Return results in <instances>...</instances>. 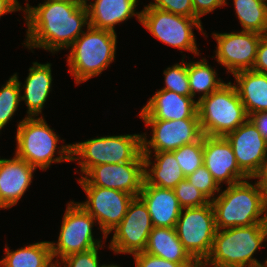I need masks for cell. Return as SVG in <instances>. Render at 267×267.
<instances>
[{
  "mask_svg": "<svg viewBox=\"0 0 267 267\" xmlns=\"http://www.w3.org/2000/svg\"><path fill=\"white\" fill-rule=\"evenodd\" d=\"M26 40L29 50L42 48L53 54L68 49L89 27L88 10L79 1L45 0L38 6L25 4Z\"/></svg>",
  "mask_w": 267,
  "mask_h": 267,
  "instance_id": "obj_1",
  "label": "cell"
},
{
  "mask_svg": "<svg viewBox=\"0 0 267 267\" xmlns=\"http://www.w3.org/2000/svg\"><path fill=\"white\" fill-rule=\"evenodd\" d=\"M211 204L217 229L266 224L267 202L256 181L251 184L245 179L228 185Z\"/></svg>",
  "mask_w": 267,
  "mask_h": 267,
  "instance_id": "obj_2",
  "label": "cell"
},
{
  "mask_svg": "<svg viewBox=\"0 0 267 267\" xmlns=\"http://www.w3.org/2000/svg\"><path fill=\"white\" fill-rule=\"evenodd\" d=\"M267 242L266 224L217 229L210 254L205 259L210 266L260 267L267 265L254 254Z\"/></svg>",
  "mask_w": 267,
  "mask_h": 267,
  "instance_id": "obj_3",
  "label": "cell"
},
{
  "mask_svg": "<svg viewBox=\"0 0 267 267\" xmlns=\"http://www.w3.org/2000/svg\"><path fill=\"white\" fill-rule=\"evenodd\" d=\"M53 130L43 115L36 118L25 116L17 125L15 155L45 171L53 163L71 162V144L57 147L61 139ZM55 154L59 155L55 157Z\"/></svg>",
  "mask_w": 267,
  "mask_h": 267,
  "instance_id": "obj_4",
  "label": "cell"
},
{
  "mask_svg": "<svg viewBox=\"0 0 267 267\" xmlns=\"http://www.w3.org/2000/svg\"><path fill=\"white\" fill-rule=\"evenodd\" d=\"M68 48L67 65L75 84L99 76L115 59L117 34L91 26Z\"/></svg>",
  "mask_w": 267,
  "mask_h": 267,
  "instance_id": "obj_5",
  "label": "cell"
},
{
  "mask_svg": "<svg viewBox=\"0 0 267 267\" xmlns=\"http://www.w3.org/2000/svg\"><path fill=\"white\" fill-rule=\"evenodd\" d=\"M142 134L102 136L71 144V161L77 162L85 174L101 164L144 162Z\"/></svg>",
  "mask_w": 267,
  "mask_h": 267,
  "instance_id": "obj_6",
  "label": "cell"
},
{
  "mask_svg": "<svg viewBox=\"0 0 267 267\" xmlns=\"http://www.w3.org/2000/svg\"><path fill=\"white\" fill-rule=\"evenodd\" d=\"M198 116L203 135L225 137L249 116L231 82L198 101Z\"/></svg>",
  "mask_w": 267,
  "mask_h": 267,
  "instance_id": "obj_7",
  "label": "cell"
},
{
  "mask_svg": "<svg viewBox=\"0 0 267 267\" xmlns=\"http://www.w3.org/2000/svg\"><path fill=\"white\" fill-rule=\"evenodd\" d=\"M140 12V23L156 39L179 50L200 55L193 32L195 27L204 36L206 35L200 19L184 17L152 7H144Z\"/></svg>",
  "mask_w": 267,
  "mask_h": 267,
  "instance_id": "obj_8",
  "label": "cell"
},
{
  "mask_svg": "<svg viewBox=\"0 0 267 267\" xmlns=\"http://www.w3.org/2000/svg\"><path fill=\"white\" fill-rule=\"evenodd\" d=\"M62 219L57 243L50 241L51 254L55 264L70 254L103 246L101 239H94L93 236L92 228L94 223H97L95 218L79 202L67 203Z\"/></svg>",
  "mask_w": 267,
  "mask_h": 267,
  "instance_id": "obj_9",
  "label": "cell"
},
{
  "mask_svg": "<svg viewBox=\"0 0 267 267\" xmlns=\"http://www.w3.org/2000/svg\"><path fill=\"white\" fill-rule=\"evenodd\" d=\"M175 230L189 254L195 260H205L217 231L211 202L201 207L183 208Z\"/></svg>",
  "mask_w": 267,
  "mask_h": 267,
  "instance_id": "obj_10",
  "label": "cell"
},
{
  "mask_svg": "<svg viewBox=\"0 0 267 267\" xmlns=\"http://www.w3.org/2000/svg\"><path fill=\"white\" fill-rule=\"evenodd\" d=\"M77 181L87 195V200L79 204L95 218L104 235L101 238L107 239L126 215L134 196L116 189L91 186L83 177Z\"/></svg>",
  "mask_w": 267,
  "mask_h": 267,
  "instance_id": "obj_11",
  "label": "cell"
},
{
  "mask_svg": "<svg viewBox=\"0 0 267 267\" xmlns=\"http://www.w3.org/2000/svg\"><path fill=\"white\" fill-rule=\"evenodd\" d=\"M153 224L144 202L134 197L129 203L126 215L113 230L109 249L115 254H131L144 252Z\"/></svg>",
  "mask_w": 267,
  "mask_h": 267,
  "instance_id": "obj_12",
  "label": "cell"
},
{
  "mask_svg": "<svg viewBox=\"0 0 267 267\" xmlns=\"http://www.w3.org/2000/svg\"><path fill=\"white\" fill-rule=\"evenodd\" d=\"M143 121L147 127L152 128L149 140L146 133L142 134L143 155H152L153 151L171 152L183 145L197 142L203 136L199 119Z\"/></svg>",
  "mask_w": 267,
  "mask_h": 267,
  "instance_id": "obj_13",
  "label": "cell"
},
{
  "mask_svg": "<svg viewBox=\"0 0 267 267\" xmlns=\"http://www.w3.org/2000/svg\"><path fill=\"white\" fill-rule=\"evenodd\" d=\"M212 35L217 42L215 57L218 64L226 68L227 73L252 70L262 34L241 30Z\"/></svg>",
  "mask_w": 267,
  "mask_h": 267,
  "instance_id": "obj_14",
  "label": "cell"
},
{
  "mask_svg": "<svg viewBox=\"0 0 267 267\" xmlns=\"http://www.w3.org/2000/svg\"><path fill=\"white\" fill-rule=\"evenodd\" d=\"M144 162L101 164L92 167L83 178L91 185L116 189L138 197L145 181Z\"/></svg>",
  "mask_w": 267,
  "mask_h": 267,
  "instance_id": "obj_15",
  "label": "cell"
},
{
  "mask_svg": "<svg viewBox=\"0 0 267 267\" xmlns=\"http://www.w3.org/2000/svg\"><path fill=\"white\" fill-rule=\"evenodd\" d=\"M230 143L239 168L253 178L267 154V142L248 118L235 131L225 136Z\"/></svg>",
  "mask_w": 267,
  "mask_h": 267,
  "instance_id": "obj_16",
  "label": "cell"
},
{
  "mask_svg": "<svg viewBox=\"0 0 267 267\" xmlns=\"http://www.w3.org/2000/svg\"><path fill=\"white\" fill-rule=\"evenodd\" d=\"M204 166L216 182L232 185L239 181L251 180L238 166L230 143L225 137L203 135Z\"/></svg>",
  "mask_w": 267,
  "mask_h": 267,
  "instance_id": "obj_17",
  "label": "cell"
},
{
  "mask_svg": "<svg viewBox=\"0 0 267 267\" xmlns=\"http://www.w3.org/2000/svg\"><path fill=\"white\" fill-rule=\"evenodd\" d=\"M142 120L199 119L198 102L170 90L159 89L139 113Z\"/></svg>",
  "mask_w": 267,
  "mask_h": 267,
  "instance_id": "obj_18",
  "label": "cell"
},
{
  "mask_svg": "<svg viewBox=\"0 0 267 267\" xmlns=\"http://www.w3.org/2000/svg\"><path fill=\"white\" fill-rule=\"evenodd\" d=\"M36 168L17 157L0 159V209L15 206L27 191Z\"/></svg>",
  "mask_w": 267,
  "mask_h": 267,
  "instance_id": "obj_19",
  "label": "cell"
},
{
  "mask_svg": "<svg viewBox=\"0 0 267 267\" xmlns=\"http://www.w3.org/2000/svg\"><path fill=\"white\" fill-rule=\"evenodd\" d=\"M138 197L146 205L153 227L175 228L182 207L174 190L148 185L144 181Z\"/></svg>",
  "mask_w": 267,
  "mask_h": 267,
  "instance_id": "obj_20",
  "label": "cell"
},
{
  "mask_svg": "<svg viewBox=\"0 0 267 267\" xmlns=\"http://www.w3.org/2000/svg\"><path fill=\"white\" fill-rule=\"evenodd\" d=\"M85 5L88 10L89 26L116 33L115 25L135 16L140 22L141 12L136 11L138 0H95ZM136 11V12H135Z\"/></svg>",
  "mask_w": 267,
  "mask_h": 267,
  "instance_id": "obj_21",
  "label": "cell"
},
{
  "mask_svg": "<svg viewBox=\"0 0 267 267\" xmlns=\"http://www.w3.org/2000/svg\"><path fill=\"white\" fill-rule=\"evenodd\" d=\"M32 64L33 66L29 68L25 84L22 85L23 87L17 73L12 76L18 81L20 90L24 89L21 101H25L28 108L26 117H39L52 90V70L51 63L41 64L33 62Z\"/></svg>",
  "mask_w": 267,
  "mask_h": 267,
  "instance_id": "obj_22",
  "label": "cell"
},
{
  "mask_svg": "<svg viewBox=\"0 0 267 267\" xmlns=\"http://www.w3.org/2000/svg\"><path fill=\"white\" fill-rule=\"evenodd\" d=\"M233 84L243 103L247 115L267 111V74L253 70L233 74Z\"/></svg>",
  "mask_w": 267,
  "mask_h": 267,
  "instance_id": "obj_23",
  "label": "cell"
},
{
  "mask_svg": "<svg viewBox=\"0 0 267 267\" xmlns=\"http://www.w3.org/2000/svg\"><path fill=\"white\" fill-rule=\"evenodd\" d=\"M154 157L155 161L152 162V155H143L144 176L148 185L173 190L186 178L172 152H155Z\"/></svg>",
  "mask_w": 267,
  "mask_h": 267,
  "instance_id": "obj_24",
  "label": "cell"
},
{
  "mask_svg": "<svg viewBox=\"0 0 267 267\" xmlns=\"http://www.w3.org/2000/svg\"><path fill=\"white\" fill-rule=\"evenodd\" d=\"M144 252L180 264L196 261L184 248L175 228L153 227Z\"/></svg>",
  "mask_w": 267,
  "mask_h": 267,
  "instance_id": "obj_25",
  "label": "cell"
},
{
  "mask_svg": "<svg viewBox=\"0 0 267 267\" xmlns=\"http://www.w3.org/2000/svg\"><path fill=\"white\" fill-rule=\"evenodd\" d=\"M0 267H56L51 254L50 241L33 243L14 251L5 247Z\"/></svg>",
  "mask_w": 267,
  "mask_h": 267,
  "instance_id": "obj_26",
  "label": "cell"
},
{
  "mask_svg": "<svg viewBox=\"0 0 267 267\" xmlns=\"http://www.w3.org/2000/svg\"><path fill=\"white\" fill-rule=\"evenodd\" d=\"M217 71L214 70L205 58L197 62H188V79L191 97L194 99L196 92L202 94L197 102L218 90L225 82L217 78Z\"/></svg>",
  "mask_w": 267,
  "mask_h": 267,
  "instance_id": "obj_27",
  "label": "cell"
},
{
  "mask_svg": "<svg viewBox=\"0 0 267 267\" xmlns=\"http://www.w3.org/2000/svg\"><path fill=\"white\" fill-rule=\"evenodd\" d=\"M235 14L242 30L267 34V1L265 0H233Z\"/></svg>",
  "mask_w": 267,
  "mask_h": 267,
  "instance_id": "obj_28",
  "label": "cell"
},
{
  "mask_svg": "<svg viewBox=\"0 0 267 267\" xmlns=\"http://www.w3.org/2000/svg\"><path fill=\"white\" fill-rule=\"evenodd\" d=\"M0 89V131L11 121L21 101L18 81L11 76Z\"/></svg>",
  "mask_w": 267,
  "mask_h": 267,
  "instance_id": "obj_29",
  "label": "cell"
},
{
  "mask_svg": "<svg viewBox=\"0 0 267 267\" xmlns=\"http://www.w3.org/2000/svg\"><path fill=\"white\" fill-rule=\"evenodd\" d=\"M185 177L194 173L204 164L203 158V136L194 143L183 145L171 151Z\"/></svg>",
  "mask_w": 267,
  "mask_h": 267,
  "instance_id": "obj_30",
  "label": "cell"
},
{
  "mask_svg": "<svg viewBox=\"0 0 267 267\" xmlns=\"http://www.w3.org/2000/svg\"><path fill=\"white\" fill-rule=\"evenodd\" d=\"M184 58L185 57L183 56L181 64L176 63L164 70L165 86L162 89L170 90L186 97H191L188 79V62H185Z\"/></svg>",
  "mask_w": 267,
  "mask_h": 267,
  "instance_id": "obj_31",
  "label": "cell"
},
{
  "mask_svg": "<svg viewBox=\"0 0 267 267\" xmlns=\"http://www.w3.org/2000/svg\"><path fill=\"white\" fill-rule=\"evenodd\" d=\"M175 195L183 208L201 207L211 201L186 178L174 187Z\"/></svg>",
  "mask_w": 267,
  "mask_h": 267,
  "instance_id": "obj_32",
  "label": "cell"
},
{
  "mask_svg": "<svg viewBox=\"0 0 267 267\" xmlns=\"http://www.w3.org/2000/svg\"><path fill=\"white\" fill-rule=\"evenodd\" d=\"M186 179L198 190L203 192L210 201L216 197L215 193L217 192L219 194L221 190L220 185L204 165L199 167L194 173L188 175Z\"/></svg>",
  "mask_w": 267,
  "mask_h": 267,
  "instance_id": "obj_33",
  "label": "cell"
},
{
  "mask_svg": "<svg viewBox=\"0 0 267 267\" xmlns=\"http://www.w3.org/2000/svg\"><path fill=\"white\" fill-rule=\"evenodd\" d=\"M101 247L98 246L85 252L70 254L61 259L56 267H101L98 256V250Z\"/></svg>",
  "mask_w": 267,
  "mask_h": 267,
  "instance_id": "obj_34",
  "label": "cell"
},
{
  "mask_svg": "<svg viewBox=\"0 0 267 267\" xmlns=\"http://www.w3.org/2000/svg\"><path fill=\"white\" fill-rule=\"evenodd\" d=\"M144 7H152L176 15L199 19L194 14L192 0H154Z\"/></svg>",
  "mask_w": 267,
  "mask_h": 267,
  "instance_id": "obj_35",
  "label": "cell"
},
{
  "mask_svg": "<svg viewBox=\"0 0 267 267\" xmlns=\"http://www.w3.org/2000/svg\"><path fill=\"white\" fill-rule=\"evenodd\" d=\"M135 267H193L194 264H180L140 252L133 255Z\"/></svg>",
  "mask_w": 267,
  "mask_h": 267,
  "instance_id": "obj_36",
  "label": "cell"
},
{
  "mask_svg": "<svg viewBox=\"0 0 267 267\" xmlns=\"http://www.w3.org/2000/svg\"><path fill=\"white\" fill-rule=\"evenodd\" d=\"M194 14L201 19V16L213 12L218 7L227 4L226 0H192Z\"/></svg>",
  "mask_w": 267,
  "mask_h": 267,
  "instance_id": "obj_37",
  "label": "cell"
},
{
  "mask_svg": "<svg viewBox=\"0 0 267 267\" xmlns=\"http://www.w3.org/2000/svg\"><path fill=\"white\" fill-rule=\"evenodd\" d=\"M252 70L267 74V34L261 37Z\"/></svg>",
  "mask_w": 267,
  "mask_h": 267,
  "instance_id": "obj_38",
  "label": "cell"
},
{
  "mask_svg": "<svg viewBox=\"0 0 267 267\" xmlns=\"http://www.w3.org/2000/svg\"><path fill=\"white\" fill-rule=\"evenodd\" d=\"M249 119L256 126L258 132L267 142V111H260L249 115Z\"/></svg>",
  "mask_w": 267,
  "mask_h": 267,
  "instance_id": "obj_39",
  "label": "cell"
},
{
  "mask_svg": "<svg viewBox=\"0 0 267 267\" xmlns=\"http://www.w3.org/2000/svg\"><path fill=\"white\" fill-rule=\"evenodd\" d=\"M258 179L257 183L263 192V196L265 201L267 202V154L264 158L263 164L259 170V172L252 178Z\"/></svg>",
  "mask_w": 267,
  "mask_h": 267,
  "instance_id": "obj_40",
  "label": "cell"
},
{
  "mask_svg": "<svg viewBox=\"0 0 267 267\" xmlns=\"http://www.w3.org/2000/svg\"><path fill=\"white\" fill-rule=\"evenodd\" d=\"M23 10L18 0H0V17L7 13Z\"/></svg>",
  "mask_w": 267,
  "mask_h": 267,
  "instance_id": "obj_41",
  "label": "cell"
},
{
  "mask_svg": "<svg viewBox=\"0 0 267 267\" xmlns=\"http://www.w3.org/2000/svg\"><path fill=\"white\" fill-rule=\"evenodd\" d=\"M210 266L205 260H196L193 267H208Z\"/></svg>",
  "mask_w": 267,
  "mask_h": 267,
  "instance_id": "obj_42",
  "label": "cell"
},
{
  "mask_svg": "<svg viewBox=\"0 0 267 267\" xmlns=\"http://www.w3.org/2000/svg\"><path fill=\"white\" fill-rule=\"evenodd\" d=\"M101 267H120L119 265H115V264H110V265H106V264H102Z\"/></svg>",
  "mask_w": 267,
  "mask_h": 267,
  "instance_id": "obj_43",
  "label": "cell"
},
{
  "mask_svg": "<svg viewBox=\"0 0 267 267\" xmlns=\"http://www.w3.org/2000/svg\"><path fill=\"white\" fill-rule=\"evenodd\" d=\"M64 1H79V2H82V3L86 2V0H64Z\"/></svg>",
  "mask_w": 267,
  "mask_h": 267,
  "instance_id": "obj_44",
  "label": "cell"
}]
</instances>
